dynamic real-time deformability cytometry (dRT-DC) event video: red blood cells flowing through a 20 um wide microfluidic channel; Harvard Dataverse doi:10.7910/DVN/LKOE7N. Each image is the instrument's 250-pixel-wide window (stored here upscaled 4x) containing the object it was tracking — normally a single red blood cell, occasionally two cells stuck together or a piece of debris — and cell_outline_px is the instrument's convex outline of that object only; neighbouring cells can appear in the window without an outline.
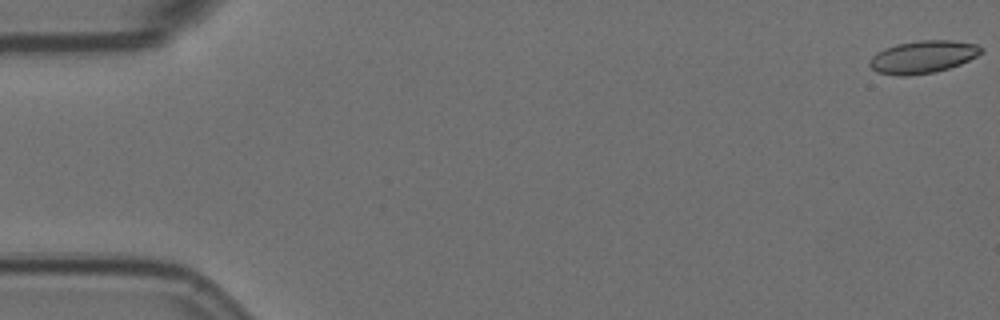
{"species": "Egyptian fruit bat (a non-hibernating species)", "species_latin": "Rousettus aegyptiacus", "temperature_condition": "room temperature", "stored_images_in_passage": 17, "camera_frame_rate_fps": 3000, "um_per_image_px": 0.085, "animal": {"sex": "female"}, "frame": {"image": 1, "passage_image": 1, "time_ms": 0.0, "image_size_px": [1000, 320], "cell_outline_px": [[984, 52], [960, 64], [936, 72], [908, 76], [900, 76], [876, 72], [868, 64], [872, 56], [876, 52], [884, 48], [896, 44], [916, 40], [948, 40], [976, 44], [984, 48]], "centroid_in_image_um": [78.43, 4.83], "position_along_channel_um": 6.6, "area_um2": 21.33}}
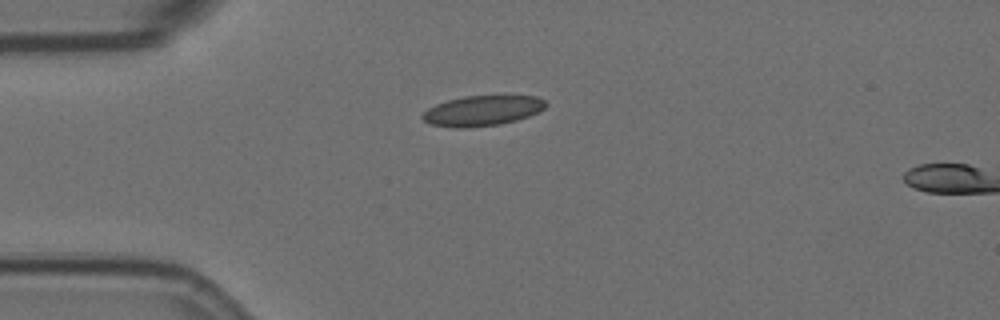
{"frame": {"image": 2, "passage_image": 15, "time_ms": 4.667, "image_size_px": [1000, 320], "cell_outline_px": [[548, 104], [544, 108], [528, 116], [516, 120], [500, 124], [460, 128], [452, 128], [428, 124], [420, 116], [428, 108], [436, 104], [448, 100], [464, 96], [504, 92], [536, 96], [544, 100]], "centroid_in_image_um": [41.03, 9.35], "position_along_channel_um": 44.0, "area_um2": 22.66}}